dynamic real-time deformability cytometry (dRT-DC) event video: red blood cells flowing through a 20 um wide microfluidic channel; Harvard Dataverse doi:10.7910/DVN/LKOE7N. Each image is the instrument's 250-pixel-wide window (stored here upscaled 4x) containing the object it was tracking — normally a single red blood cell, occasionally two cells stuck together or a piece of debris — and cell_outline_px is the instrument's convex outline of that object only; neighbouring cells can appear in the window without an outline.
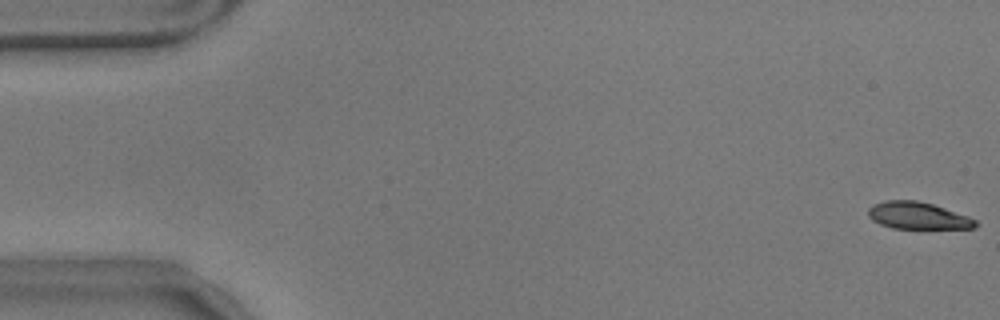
{"species": "common noctule bat (a hibernating species)", "species_latin": "Nyctalus noctula", "temperature_condition": "warm", "stored_images_in_passage": 30, "camera_frame_rate_fps": 3000, "um_per_image_px": 0.085, "animal": {"sex": "male", "body_mass_g": 17.9}, "frame": {"image": 1, "passage_image": 1, "time_ms": 0.0, "image_size_px": [1000, 320], "cell_outline_px": [[980, 224], [976, 228], [892, 228], [880, 224], [872, 220], [868, 216], [868, 208], [872, 204], [884, 200], [916, 200], [932, 204], [968, 216], [976, 220]], "centroid_in_image_um": [78.0, 18.32], "position_along_channel_um": 7.0, "area_um2": 16.94}}
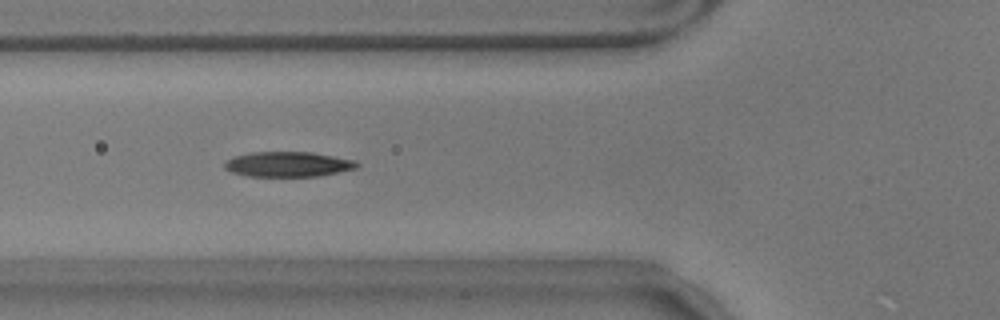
{"frame": {"image": 2, "passage_image": 21, "time_ms": 6.667, "image_size_px": [1000, 320], "cell_outline_px": [[360, 164], [356, 168], [320, 176], [248, 176], [232, 172], [224, 168], [224, 164], [232, 156], [252, 152], [312, 152], [356, 160]], "centroid_in_image_um": [24.49, 13.95], "position_along_channel_um": 101.3, "area_um2": 19.36}}
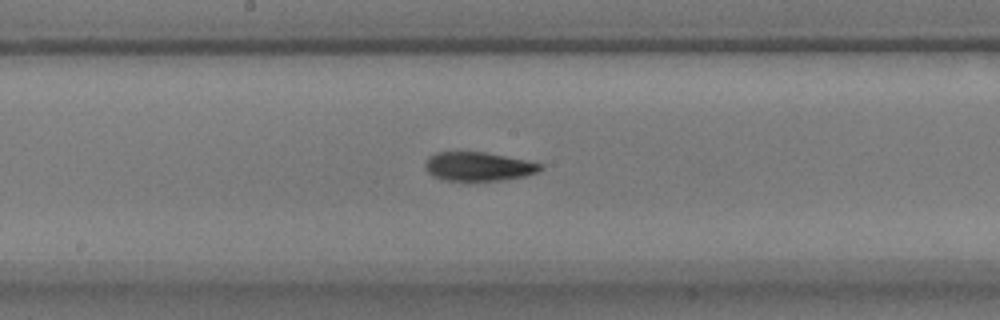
{"frame": {"image": 3, "passage_image": 30, "time_ms": 9.667, "image_size_px": [1000, 320], "cell_outline_px": [[544, 168], [536, 172], [524, 176], [504, 180], [444, 180], [432, 176], [424, 168], [424, 164], [428, 156], [436, 152], [484, 152], [544, 164]], "centroid_in_image_um": [40.63, 14.15], "position_along_channel_um": 207.6, "area_um2": 19.31}}